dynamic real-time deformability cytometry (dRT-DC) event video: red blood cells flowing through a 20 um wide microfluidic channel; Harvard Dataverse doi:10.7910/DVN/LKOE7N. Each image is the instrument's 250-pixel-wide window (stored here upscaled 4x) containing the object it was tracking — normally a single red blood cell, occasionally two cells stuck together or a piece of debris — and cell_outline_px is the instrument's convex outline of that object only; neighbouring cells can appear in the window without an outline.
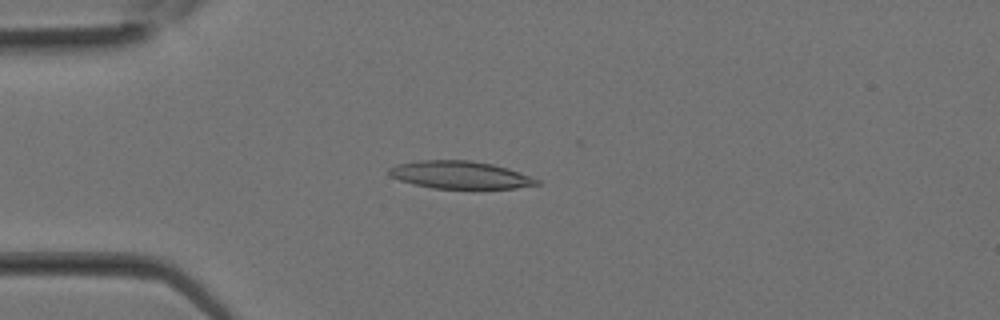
{"species": "Egyptian fruit bat (a non-hibernating species)", "species_latin": "Rousettus aegyptiacus", "temperature_condition": "room temperature", "stored_images_in_passage": 13, "camera_frame_rate_fps": 3000, "um_per_image_px": 0.085, "animal": {"sex": "female"}, "frame": {"image": 1, "passage_image": 8, "time_ms": 2.333, "image_size_px": [1000, 320], "cell_outline_px": [[540, 184], [516, 188], [432, 188], [400, 180], [392, 176], [388, 172], [388, 168], [400, 164], [420, 160], [468, 160], [492, 164], [540, 180]], "centroid_in_image_um": [39.08, 14.87], "position_along_channel_um": 45.9, "area_um2": 23.18}}
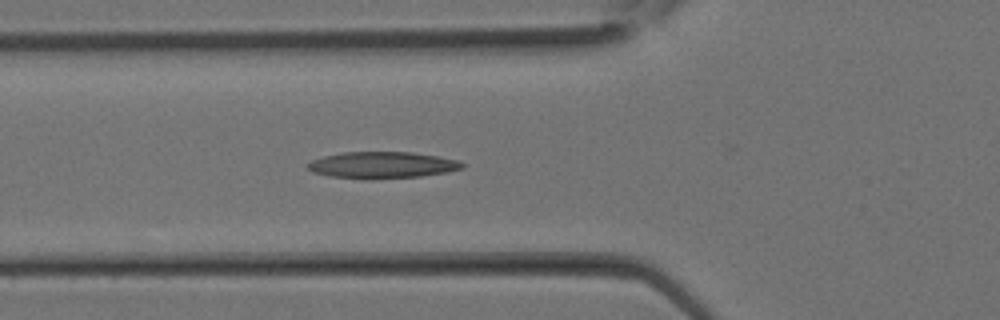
{"frame": {"image": 2, "passage_image": 11, "time_ms": 3.333, "image_size_px": [1000, 320], "cell_outline_px": [[464, 168], [448, 172], [420, 176], [328, 176], [312, 172], [308, 168], [308, 164], [312, 160], [324, 156], [344, 152], [412, 152], [460, 160], [464, 164]], "centroid_in_image_um": [32.55, 13.98], "position_along_channel_um": 93.3, "area_um2": 22.77}}
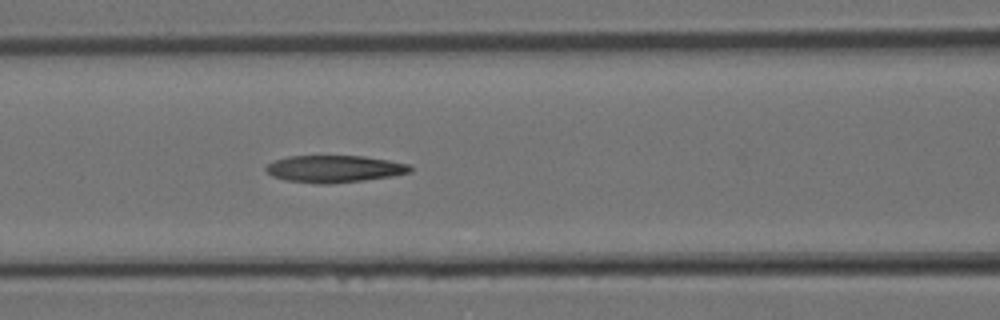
{"frame": {"image": 3, "passage_image": 13, "time_ms": 4.0, "image_size_px": [1000, 320], "cell_outline_px": [[412, 172], [392, 176], [364, 180], [328, 184], [320, 184], [284, 180], [272, 176], [264, 168], [268, 164], [276, 160], [288, 156], [364, 156], [388, 160], [408, 164], [412, 168]], "centroid_in_image_um": [28.42, 14.35], "position_along_channel_um": 138.2, "area_um2": 22.72}}